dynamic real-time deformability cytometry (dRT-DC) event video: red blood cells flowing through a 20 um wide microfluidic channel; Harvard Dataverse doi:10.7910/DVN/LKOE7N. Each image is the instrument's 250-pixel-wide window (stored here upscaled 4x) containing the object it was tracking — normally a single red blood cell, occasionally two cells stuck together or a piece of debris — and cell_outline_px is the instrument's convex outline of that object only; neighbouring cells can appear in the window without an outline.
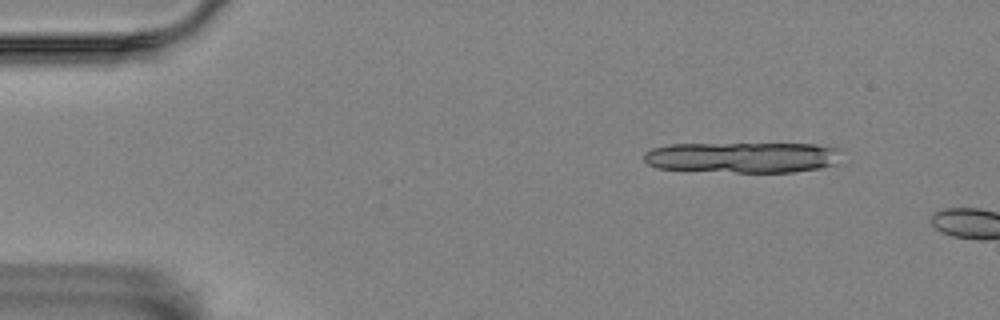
{"species": "Egyptian fruit bat (a non-hibernating species)", "species_latin": "Rousettus aegyptiacus", "temperature_condition": "room temperature", "stored_images_in_passage": 3, "camera_frame_rate_fps": 3000, "um_per_image_px": 0.085, "animal": {"sex": "female"}, "frame": {"image": 1, "passage_image": 2, "time_ms": 0.333, "image_size_px": [1000, 320], "cell_outline_px": [[840, 164], [820, 168], [792, 172], [736, 172], [656, 168], [648, 164], [644, 160], [644, 152], [652, 148], [668, 144], [816, 144], [840, 148]], "centroid_in_image_um": [63.17, 13.37], "position_along_channel_um": 21.8, "area_um2": 35.66}}